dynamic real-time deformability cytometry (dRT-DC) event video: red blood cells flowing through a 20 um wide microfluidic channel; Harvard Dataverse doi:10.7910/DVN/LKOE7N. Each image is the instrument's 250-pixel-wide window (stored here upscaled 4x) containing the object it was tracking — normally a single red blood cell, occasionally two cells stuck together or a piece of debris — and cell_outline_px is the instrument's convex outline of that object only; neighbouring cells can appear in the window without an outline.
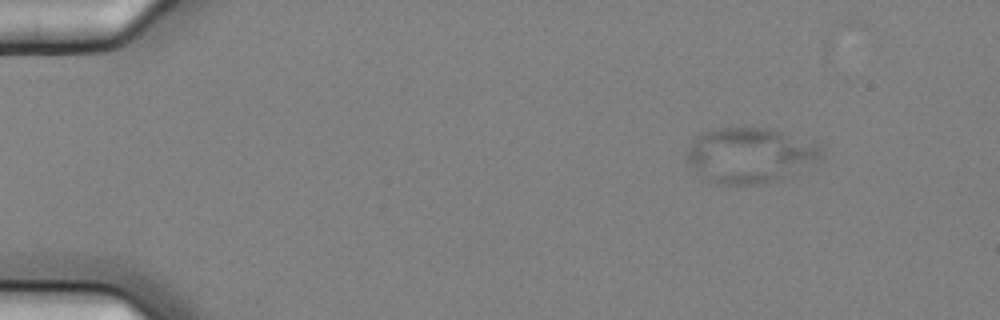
{"species": "common noctule bat (a hibernating species)", "species_latin": "Nyctalus noctula", "temperature_condition": "cold", "stored_images_in_passage": 5, "camera_frame_rate_fps": 3000, "um_per_image_px": 0.085, "animal": {"sex": "female", "body_mass_g": 25.1}, "frame": {"image": 1, "passage_image": 1, "time_ms": 0.0, "image_size_px": [1000, 320], "cell_outline_px": [[824, 156], [784, 180], [756, 184], [708, 184], [688, 160], [688, 148], [700, 132], [720, 128], [764, 128], [780, 132], [820, 144], [824, 152]], "centroid_in_image_um": [63.77, 13.22], "position_along_channel_um": 21.2, "area_um2": 43.23}}
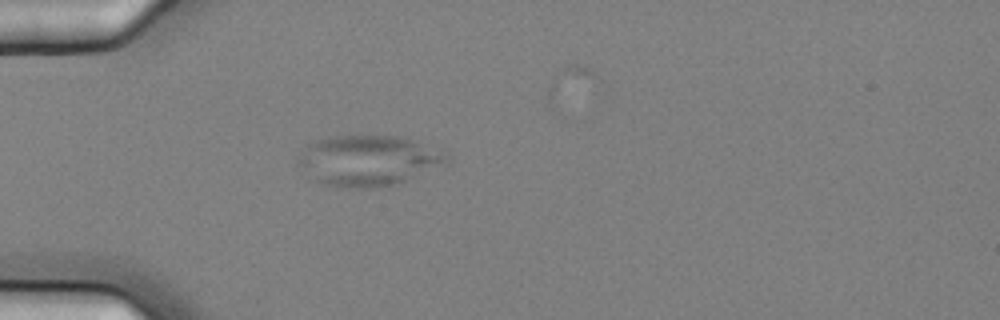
{"frame": {"image": 2, "passage_image": 3, "time_ms": 0.667, "image_size_px": [1000, 320], "cell_outline_px": [[452, 160], [448, 164], [396, 184], [372, 188], [336, 188], [316, 180], [296, 164], [308, 144], [316, 140], [328, 136], [396, 136], [444, 148], [448, 152]], "centroid_in_image_um": [31.41, 13.64], "position_along_channel_um": 53.6, "area_um2": 44.22}}